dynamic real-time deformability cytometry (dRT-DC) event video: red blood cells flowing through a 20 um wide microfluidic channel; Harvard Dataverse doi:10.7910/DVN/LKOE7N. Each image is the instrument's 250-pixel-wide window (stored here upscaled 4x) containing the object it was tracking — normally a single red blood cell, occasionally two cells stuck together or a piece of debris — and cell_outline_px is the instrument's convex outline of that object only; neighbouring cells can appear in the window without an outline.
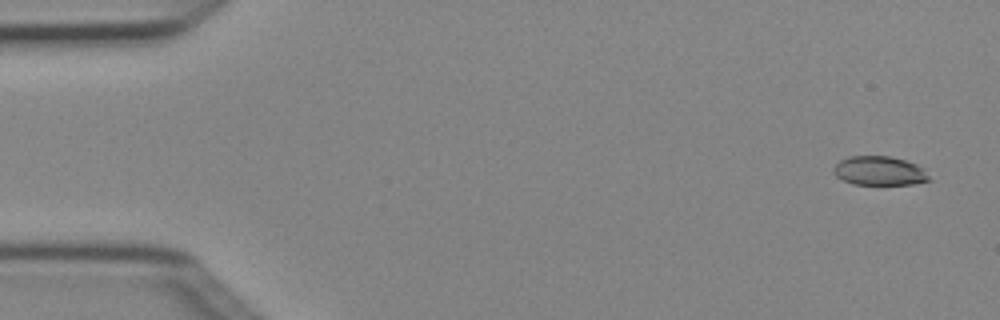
{"species": "Egyptian fruit bat (a non-hibernating species)", "species_latin": "Rousettus aegyptiacus", "temperature_condition": "cold", "stored_images_in_passage": 5, "camera_frame_rate_fps": 3000, "um_per_image_px": 0.085, "animal": {"sex": "female"}, "frame": {"image": 1, "passage_image": 1, "time_ms": 0.0, "image_size_px": [1000, 320], "cell_outline_px": [[932, 180], [912, 184], [852, 184], [836, 176], [832, 172], [832, 168], [840, 160], [848, 156], [888, 156], [904, 160], [916, 164], [924, 168]], "centroid_in_image_um": [74.75, 14.52], "position_along_channel_um": 10.3, "area_um2": 16.24}}
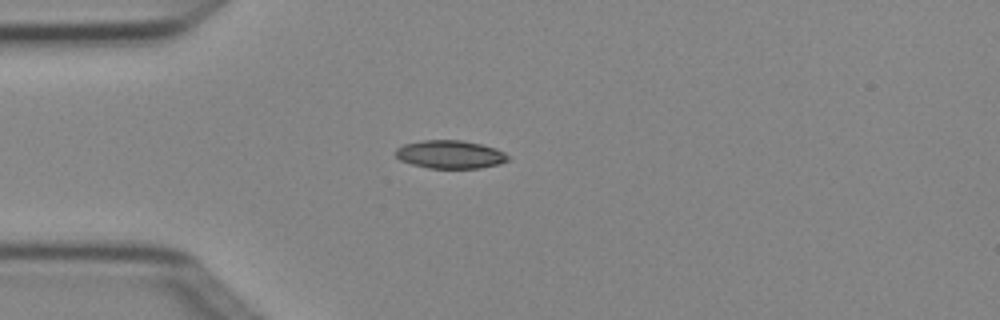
{"frame": {"image": 2, "passage_image": 4, "time_ms": 1.0, "image_size_px": [1000, 320], "cell_outline_px": [[508, 160], [500, 164], [480, 168], [428, 168], [412, 164], [400, 160], [396, 156], [396, 148], [404, 144], [424, 140], [460, 140], [480, 144], [496, 148], [504, 152], [508, 156]], "centroid_in_image_um": [38.26, 13.13], "position_along_channel_um": 46.7, "area_um2": 18.38}}